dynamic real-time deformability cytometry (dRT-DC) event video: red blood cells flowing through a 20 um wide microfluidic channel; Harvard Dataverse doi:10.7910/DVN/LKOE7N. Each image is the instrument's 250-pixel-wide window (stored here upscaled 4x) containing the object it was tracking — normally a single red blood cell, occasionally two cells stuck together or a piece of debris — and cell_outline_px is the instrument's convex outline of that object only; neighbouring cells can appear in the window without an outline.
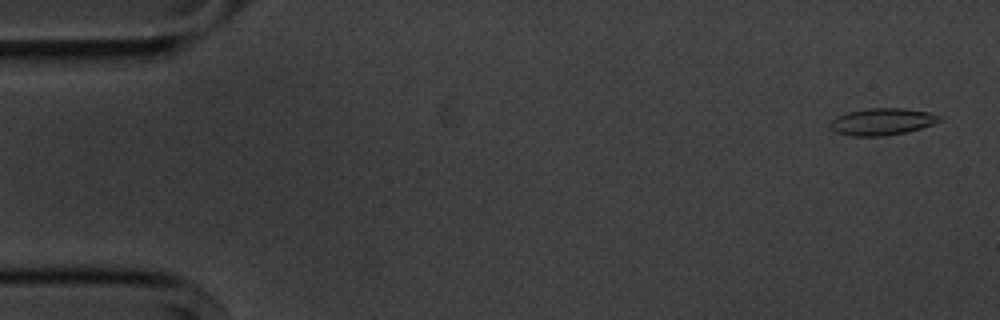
{"species": "common noctule bat (a hibernating species)", "species_latin": "Nyctalus noctula", "temperature_condition": "cold", "stored_images_in_passage": 54, "camera_frame_rate_fps": 3000, "um_per_image_px": 0.085, "animal": {"sex": "male", "body_mass_g": 20.1, "forearm_length_mm": 53.5}, "frame": {"image": 1, "passage_image": 2, "time_ms": 0.333, "image_size_px": [1000, 320], "cell_outline_px": [[940, 120], [932, 124], [908, 132], [884, 136], [852, 136], [836, 132], [828, 124], [836, 116], [848, 112], [868, 108], [904, 108], [928, 112], [940, 116]], "centroid_in_image_um": [74.95, 10.34], "position_along_channel_um": 10.0, "area_um2": 17.05}}
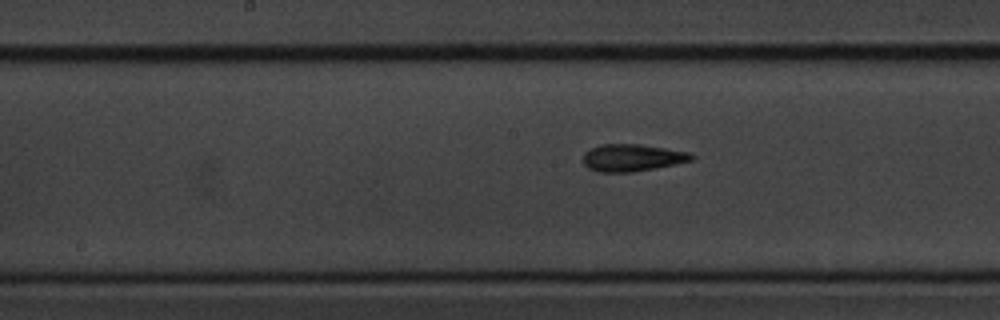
{"frame": {"image": 2, "passage_image": 27, "time_ms": 8.667, "image_size_px": [1000, 320], "cell_outline_px": [[696, 156], [692, 160], [676, 164], [632, 172], [600, 172], [588, 168], [584, 164], [584, 152], [588, 148], [600, 144], [640, 144], [692, 152]], "centroid_in_image_um": [53.75, 13.39], "position_along_channel_um": 194.5, "area_um2": 17.34}}
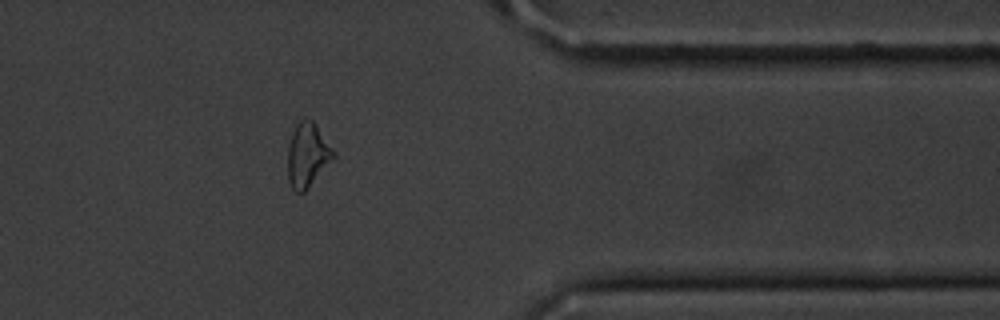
{"frame": {"image": 3, "passage_image": 44, "time_ms": 14.333, "image_size_px": [1000, 320], "cell_outline_px": [[336, 156], [308, 188], [304, 192], [296, 192], [292, 188], [288, 180], [288, 144], [292, 132], [296, 124], [304, 116], [312, 120], [316, 124], [336, 152]], "centroid_in_image_um": [26.14, 13.14], "position_along_channel_um": 385.3, "area_um2": 17.28}, "authors_computed_cell_mechanics": {"area_um2": 16.9065, "velocity_mm_per_s": 3.6381, "shape_relaxation_time_tau1_ms": 5.0231, "shape_relaxation_time_tau2_ms": 3.7745, "deformation_change_tau1": 0.1287, "deformation_change_tau2": 0.1124}}